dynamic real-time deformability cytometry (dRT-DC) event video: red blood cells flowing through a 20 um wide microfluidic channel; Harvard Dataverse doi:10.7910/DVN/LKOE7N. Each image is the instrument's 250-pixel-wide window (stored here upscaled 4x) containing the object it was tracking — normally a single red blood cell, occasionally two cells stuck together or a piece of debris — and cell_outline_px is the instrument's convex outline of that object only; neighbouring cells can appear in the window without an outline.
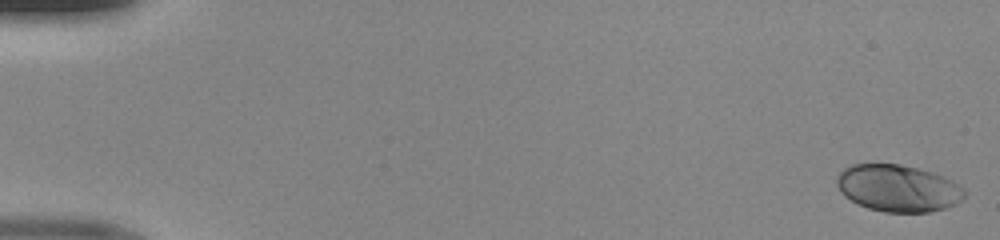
{"species": "human", "species_latin": "Homo sapiens", "temperature_condition": "room temperature", "stored_images_in_passage": 49, "camera_frame_rate_fps": 3000, "um_per_image_px": 0.085, "donor": {"sex": "male"}, "frame": {"image": 1, "passage_image": 1, "time_ms": 0.0, "image_size_px": [1000, 240], "cell_outline_px": [[964, 196], [956, 204], [944, 208], [928, 212], [884, 212], [868, 208], [856, 204], [844, 196], [840, 192], [836, 184], [836, 176], [844, 168], [852, 164], [900, 164], [932, 172], [952, 180], [964, 188]], "centroid_in_image_um": [76.29, 16.0], "position_along_channel_um": 8.7, "area_um2": 34.97}}
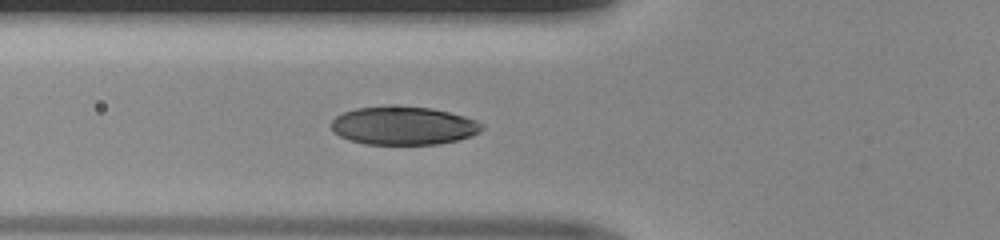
{"frame": {"image": 2, "passage_image": 19, "time_ms": 6.0, "image_size_px": [1000, 240], "cell_outline_px": [[484, 128], [480, 132], [472, 136], [440, 144], [364, 144], [348, 140], [332, 132], [332, 120], [336, 116], [344, 112], [356, 108], [432, 108], [464, 116], [476, 120], [484, 124]], "centroid_in_image_um": [34.32, 10.72], "position_along_channel_um": 91.5, "area_um2": 33.06}}
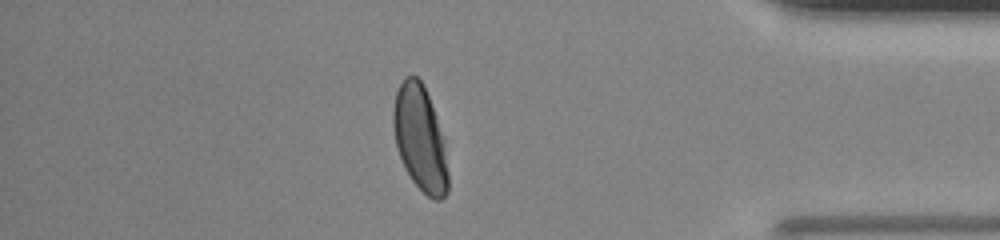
{"frame": {"image": 3, "passage_image": 43, "time_ms": 14.0, "image_size_px": [1000, 240], "cell_outline_px": [[448, 192], [440, 200], [436, 200], [428, 196], [412, 180], [404, 168], [396, 144], [392, 120], [392, 112], [396, 92], [404, 76], [416, 76], [424, 84], [444, 140], [448, 172]], "centroid_in_image_um": [35.7, 11.76], "position_along_channel_um": 399.5, "area_um2": 33.47}}